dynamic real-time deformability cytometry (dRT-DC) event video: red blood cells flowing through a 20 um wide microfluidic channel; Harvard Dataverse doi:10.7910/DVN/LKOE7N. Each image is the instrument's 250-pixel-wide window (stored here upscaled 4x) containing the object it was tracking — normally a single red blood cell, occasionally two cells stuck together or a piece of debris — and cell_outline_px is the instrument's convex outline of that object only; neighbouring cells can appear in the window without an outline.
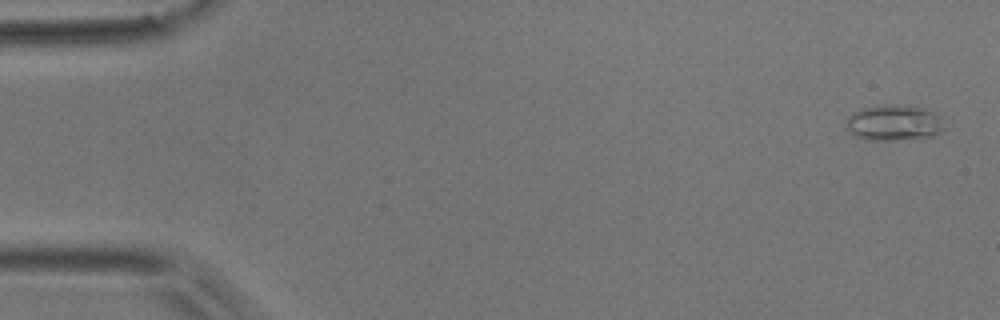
{"species": "common noctule bat (a hibernating species)", "species_latin": "Nyctalus noctula", "temperature_condition": "room temperature", "stored_images_in_passage": 4, "camera_frame_rate_fps": 3000, "um_per_image_px": 0.085, "animal": {"sex": "male", "body_mass_g": 17.9}, "frame": {"image": 1, "passage_image": 1, "time_ms": 0.0, "image_size_px": [1000, 320], "cell_outline_px": [[944, 128], [940, 132], [932, 136], [900, 140], [868, 140], [856, 136], [848, 132], [844, 128], [844, 124], [848, 116], [852, 112], [860, 108], [900, 104], [924, 108], [936, 112], [944, 116]], "centroid_in_image_um": [75.99, 10.43], "position_along_channel_um": 9.0, "area_um2": 20.98}}